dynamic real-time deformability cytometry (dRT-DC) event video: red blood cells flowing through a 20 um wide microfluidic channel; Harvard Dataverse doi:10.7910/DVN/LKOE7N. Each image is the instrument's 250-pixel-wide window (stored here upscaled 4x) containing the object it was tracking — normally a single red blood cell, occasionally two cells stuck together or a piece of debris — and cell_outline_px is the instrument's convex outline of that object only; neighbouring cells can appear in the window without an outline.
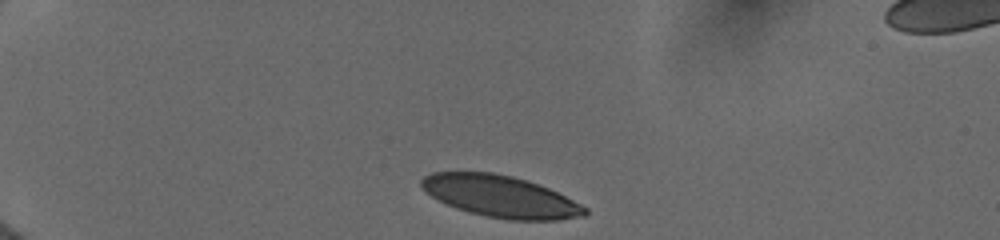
{"species": "human", "species_latin": "Homo sapiens", "temperature_condition": "cold", "stored_images_in_passage": 34, "camera_frame_rate_fps": 3000, "um_per_image_px": 0.085, "donor": {"sex": "female"}, "frame": {"image": 1, "passage_image": 1, "time_ms": 0.0, "image_size_px": [1000, 240], "cell_outline_px": [[588, 212], [584, 216], [560, 220], [508, 220], [484, 216], [468, 212], [456, 208], [432, 196], [420, 184], [420, 180], [424, 176], [432, 172], [492, 172], [512, 176], [548, 188], [588, 208]], "centroid_in_image_um": [42.54, 16.7], "position_along_channel_um": 42.5, "area_um2": 39.42}}
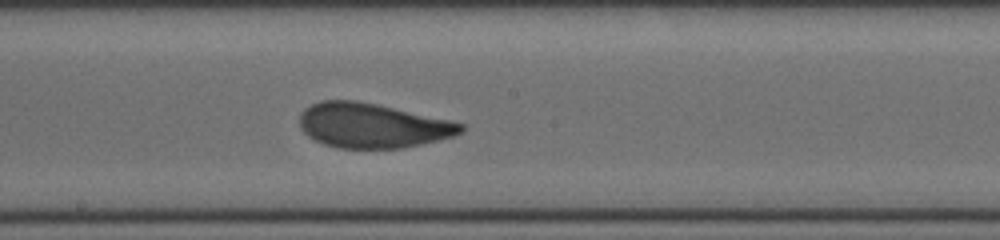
{"frame": {"image": 2, "passage_image": 19, "time_ms": 6.0, "image_size_px": [1000, 240], "cell_outline_px": [[464, 132], [452, 136], [420, 144], [400, 148], [336, 148], [324, 144], [308, 136], [300, 128], [300, 116], [304, 108], [320, 100], [356, 100], [376, 104], [448, 120], [464, 124]], "centroid_in_image_um": [31.61, 10.67], "position_along_channel_um": 216.6, "area_um2": 41.62}}
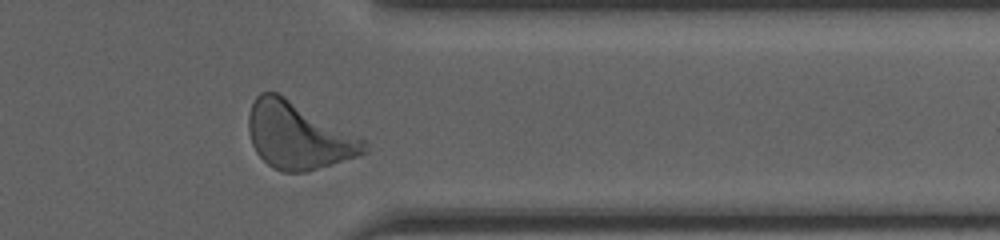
{"frame": {"image": 3, "passage_image": 32, "time_ms": 10.333, "image_size_px": [1000, 240], "cell_outline_px": [[368, 152], [356, 156], [304, 172], [284, 172], [272, 168], [256, 152], [252, 144], [248, 132], [248, 116], [252, 104], [256, 96], [260, 92], [276, 92], [284, 96], [368, 140]], "centroid_in_image_um": [25.36, 11.53], "position_along_channel_um": 386.0, "area_um2": 44.85}, "authors_computed_cell_mechanics": {"area_um2": 41.7894, "velocity_mm_per_s": 3.9586, "shape_relaxation_time_tau1_ms": 3.2593, "shape_relaxation_time_tau2_ms": null, "deformation_change_tau1": 0.13, "deformation_change_tau2": null}}